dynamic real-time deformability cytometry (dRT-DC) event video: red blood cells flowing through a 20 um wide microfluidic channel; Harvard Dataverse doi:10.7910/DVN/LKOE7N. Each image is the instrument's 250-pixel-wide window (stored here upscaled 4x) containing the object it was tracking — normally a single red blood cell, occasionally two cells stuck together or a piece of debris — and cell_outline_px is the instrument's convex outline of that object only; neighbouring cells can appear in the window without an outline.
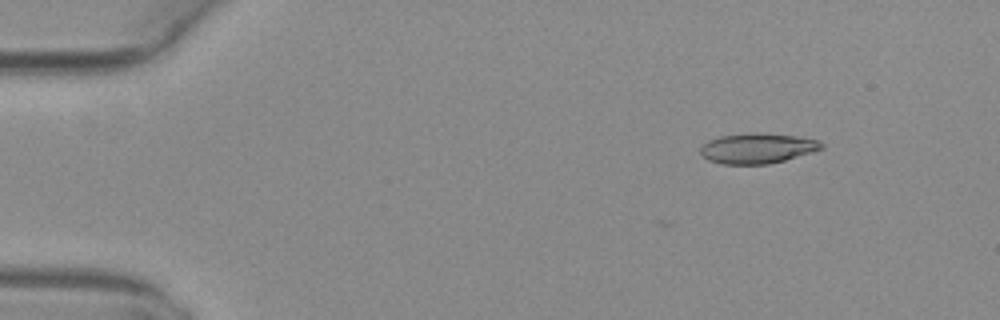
{"species": "common noctule bat (a hibernating species)", "species_latin": "Nyctalus noctula", "temperature_condition": "warm", "stored_images_in_passage": 3, "camera_frame_rate_fps": 3000, "um_per_image_px": 0.085, "animal": {"sex": "female", "body_mass_g": 29.2, "forearm_length_mm": 56.3}, "frame": {"image": 1, "passage_image": 1, "time_ms": 0.0, "image_size_px": [1000, 320], "cell_outline_px": [[824, 148], [812, 152], [784, 160], [768, 164], [724, 164], [708, 160], [700, 152], [700, 148], [708, 140], [720, 136], [756, 132], [796, 136], [816, 140], [824, 144]], "centroid_in_image_um": [64.37, 12.6], "position_along_channel_um": 20.6, "area_um2": 21.15}}